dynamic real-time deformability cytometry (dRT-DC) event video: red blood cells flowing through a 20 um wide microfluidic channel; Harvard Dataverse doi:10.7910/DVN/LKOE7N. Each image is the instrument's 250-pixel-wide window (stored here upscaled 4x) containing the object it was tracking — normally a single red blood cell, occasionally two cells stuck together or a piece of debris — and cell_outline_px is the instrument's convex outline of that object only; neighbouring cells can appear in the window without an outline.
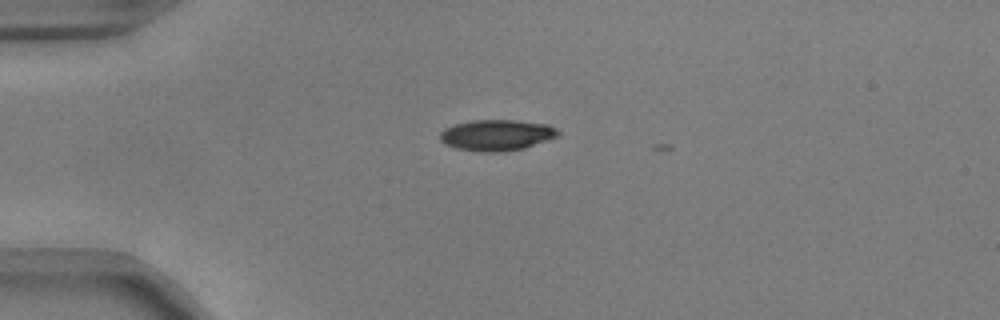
{"species": "common noctule bat (a hibernating species)", "species_latin": "Nyctalus noctula", "temperature_condition": "warm", "stored_images_in_passage": 13, "camera_frame_rate_fps": 3000, "um_per_image_px": 0.085, "animal": {"sex": "male", "body_mass_g": 17.9, "forearm_length_mm": 54.2}, "frame": {"image": 1, "passage_image": 8, "time_ms": 2.333, "image_size_px": [1000, 320], "cell_outline_px": [[560, 136], [524, 148], [500, 152], [484, 152], [456, 148], [444, 144], [440, 140], [440, 132], [444, 128], [456, 124], [472, 120], [516, 120], [548, 124], [556, 128], [560, 132]], "centroid_in_image_um": [42.23, 11.48], "position_along_channel_um": 42.8, "area_um2": 21.44}}